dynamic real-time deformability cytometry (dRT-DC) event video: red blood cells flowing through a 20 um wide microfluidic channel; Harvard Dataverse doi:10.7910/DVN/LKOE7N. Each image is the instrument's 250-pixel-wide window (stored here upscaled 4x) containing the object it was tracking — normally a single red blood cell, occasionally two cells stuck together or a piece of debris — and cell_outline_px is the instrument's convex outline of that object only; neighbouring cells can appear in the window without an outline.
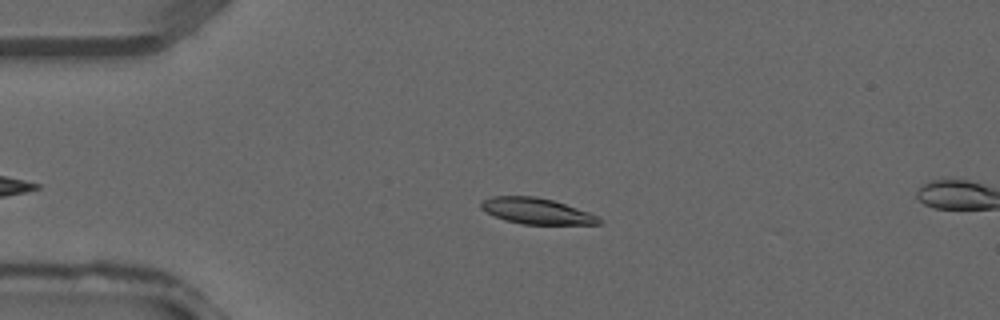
{"species": "common noctule bat (a hibernating species)", "species_latin": "Nyctalus noctula", "temperature_condition": "warm", "stored_images_in_passage": 7, "camera_frame_rate_fps": 3000, "um_per_image_px": 0.085, "animal": {"sex": "male", "forearm_length_mm": 52.5}, "frame": {"image": 1, "passage_image": 4, "time_ms": 1.0, "image_size_px": [1000, 320], "cell_outline_px": [[600, 224], [524, 224], [504, 220], [484, 212], [480, 208], [480, 200], [492, 196], [536, 196], [552, 200], [588, 212], [596, 216], [600, 220]], "centroid_in_image_um": [45.5, 17.93], "position_along_channel_um": 39.5, "area_um2": 17.74}}